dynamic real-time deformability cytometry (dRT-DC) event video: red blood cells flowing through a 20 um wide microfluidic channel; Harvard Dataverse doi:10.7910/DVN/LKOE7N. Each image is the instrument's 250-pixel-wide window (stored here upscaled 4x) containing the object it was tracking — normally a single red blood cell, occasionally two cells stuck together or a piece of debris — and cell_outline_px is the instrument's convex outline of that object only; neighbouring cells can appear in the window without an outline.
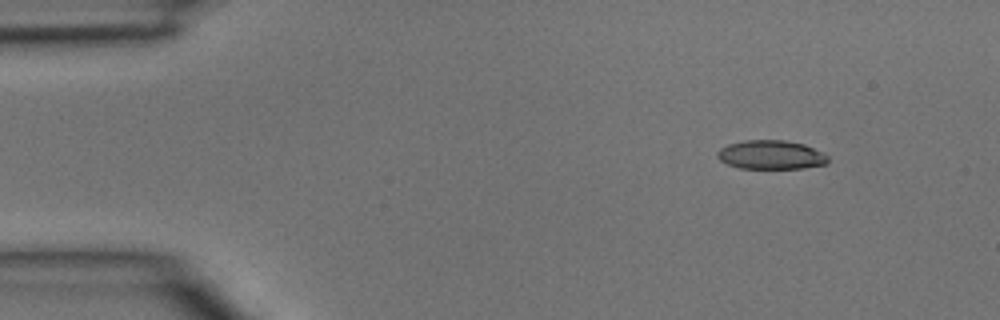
{"species": "common noctule bat (a hibernating species)", "species_latin": "Nyctalus noctula", "temperature_condition": "room temperature", "stored_images_in_passage": 3, "camera_frame_rate_fps": 3000, "um_per_image_px": 0.085, "animal": {"sex": "male", "body_mass_g": 15.6}, "frame": {"image": 1, "passage_image": 1, "time_ms": 0.0, "image_size_px": [1000, 320], "cell_outline_px": [[828, 164], [804, 168], [740, 168], [728, 164], [720, 160], [716, 156], [716, 152], [720, 148], [728, 144], [744, 140], [784, 140], [804, 144], [824, 152], [828, 156]], "centroid_in_image_um": [65.55, 13.15], "position_along_channel_um": 19.5, "area_um2": 18.79}}